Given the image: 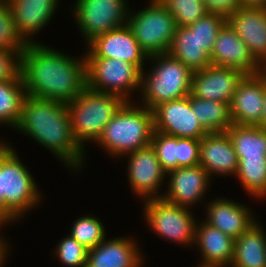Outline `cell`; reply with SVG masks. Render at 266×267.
Listing matches in <instances>:
<instances>
[{"mask_svg": "<svg viewBox=\"0 0 266 267\" xmlns=\"http://www.w3.org/2000/svg\"><path fill=\"white\" fill-rule=\"evenodd\" d=\"M237 179L250 196L266 198V159H238Z\"/></svg>", "mask_w": 266, "mask_h": 267, "instance_id": "29", "label": "cell"}, {"mask_svg": "<svg viewBox=\"0 0 266 267\" xmlns=\"http://www.w3.org/2000/svg\"><path fill=\"white\" fill-rule=\"evenodd\" d=\"M190 211V208L172 204L162 197L144 200V216L151 230L180 245L192 246L195 241L196 220Z\"/></svg>", "mask_w": 266, "mask_h": 267, "instance_id": "9", "label": "cell"}, {"mask_svg": "<svg viewBox=\"0 0 266 267\" xmlns=\"http://www.w3.org/2000/svg\"><path fill=\"white\" fill-rule=\"evenodd\" d=\"M168 53L179 59L192 72L211 65L210 55L200 45L194 31L187 26H177Z\"/></svg>", "mask_w": 266, "mask_h": 267, "instance_id": "25", "label": "cell"}, {"mask_svg": "<svg viewBox=\"0 0 266 267\" xmlns=\"http://www.w3.org/2000/svg\"><path fill=\"white\" fill-rule=\"evenodd\" d=\"M126 101L119 95L86 87L72 102L67 103L75 140L84 148L85 142H97L106 124Z\"/></svg>", "mask_w": 266, "mask_h": 267, "instance_id": "5", "label": "cell"}, {"mask_svg": "<svg viewBox=\"0 0 266 267\" xmlns=\"http://www.w3.org/2000/svg\"><path fill=\"white\" fill-rule=\"evenodd\" d=\"M242 7L266 8V0H239Z\"/></svg>", "mask_w": 266, "mask_h": 267, "instance_id": "40", "label": "cell"}, {"mask_svg": "<svg viewBox=\"0 0 266 267\" xmlns=\"http://www.w3.org/2000/svg\"><path fill=\"white\" fill-rule=\"evenodd\" d=\"M150 1L143 10H129L126 21L147 57L168 53L177 29L173 15L160 0Z\"/></svg>", "mask_w": 266, "mask_h": 267, "instance_id": "7", "label": "cell"}, {"mask_svg": "<svg viewBox=\"0 0 266 267\" xmlns=\"http://www.w3.org/2000/svg\"><path fill=\"white\" fill-rule=\"evenodd\" d=\"M191 107L208 133H223L233 125L229 104L191 97Z\"/></svg>", "mask_w": 266, "mask_h": 267, "instance_id": "27", "label": "cell"}, {"mask_svg": "<svg viewBox=\"0 0 266 267\" xmlns=\"http://www.w3.org/2000/svg\"><path fill=\"white\" fill-rule=\"evenodd\" d=\"M128 179L132 191L143 200L161 198L159 187L162 186L167 173L163 170L155 150L149 144L137 151L128 153Z\"/></svg>", "mask_w": 266, "mask_h": 267, "instance_id": "12", "label": "cell"}, {"mask_svg": "<svg viewBox=\"0 0 266 267\" xmlns=\"http://www.w3.org/2000/svg\"><path fill=\"white\" fill-rule=\"evenodd\" d=\"M26 95L70 103L87 87L86 59L70 57L41 43H27L20 55Z\"/></svg>", "mask_w": 266, "mask_h": 267, "instance_id": "1", "label": "cell"}, {"mask_svg": "<svg viewBox=\"0 0 266 267\" xmlns=\"http://www.w3.org/2000/svg\"><path fill=\"white\" fill-rule=\"evenodd\" d=\"M256 221L234 241L230 267H266V235Z\"/></svg>", "mask_w": 266, "mask_h": 267, "instance_id": "24", "label": "cell"}, {"mask_svg": "<svg viewBox=\"0 0 266 267\" xmlns=\"http://www.w3.org/2000/svg\"><path fill=\"white\" fill-rule=\"evenodd\" d=\"M28 168L22 164L15 149L2 152V193H4V225L26 215L41 200V193ZM23 214V215H22Z\"/></svg>", "mask_w": 266, "mask_h": 267, "instance_id": "6", "label": "cell"}, {"mask_svg": "<svg viewBox=\"0 0 266 267\" xmlns=\"http://www.w3.org/2000/svg\"><path fill=\"white\" fill-rule=\"evenodd\" d=\"M244 74L236 68L210 65L193 72L190 97L231 103L239 82Z\"/></svg>", "mask_w": 266, "mask_h": 267, "instance_id": "13", "label": "cell"}, {"mask_svg": "<svg viewBox=\"0 0 266 267\" xmlns=\"http://www.w3.org/2000/svg\"><path fill=\"white\" fill-rule=\"evenodd\" d=\"M12 13L16 32L27 43L44 28L55 13L58 0H5Z\"/></svg>", "mask_w": 266, "mask_h": 267, "instance_id": "19", "label": "cell"}, {"mask_svg": "<svg viewBox=\"0 0 266 267\" xmlns=\"http://www.w3.org/2000/svg\"><path fill=\"white\" fill-rule=\"evenodd\" d=\"M6 241L7 240H5L3 236H0V267H3L5 259L7 258L6 253H8V249H10Z\"/></svg>", "mask_w": 266, "mask_h": 267, "instance_id": "41", "label": "cell"}, {"mask_svg": "<svg viewBox=\"0 0 266 267\" xmlns=\"http://www.w3.org/2000/svg\"><path fill=\"white\" fill-rule=\"evenodd\" d=\"M226 22L259 62L266 58V8L240 7Z\"/></svg>", "mask_w": 266, "mask_h": 267, "instance_id": "18", "label": "cell"}, {"mask_svg": "<svg viewBox=\"0 0 266 267\" xmlns=\"http://www.w3.org/2000/svg\"><path fill=\"white\" fill-rule=\"evenodd\" d=\"M25 97L20 72L12 79L0 81V126H17Z\"/></svg>", "mask_w": 266, "mask_h": 267, "instance_id": "28", "label": "cell"}, {"mask_svg": "<svg viewBox=\"0 0 266 267\" xmlns=\"http://www.w3.org/2000/svg\"><path fill=\"white\" fill-rule=\"evenodd\" d=\"M150 144L166 173L179 168V137L154 131Z\"/></svg>", "mask_w": 266, "mask_h": 267, "instance_id": "31", "label": "cell"}, {"mask_svg": "<svg viewBox=\"0 0 266 267\" xmlns=\"http://www.w3.org/2000/svg\"><path fill=\"white\" fill-rule=\"evenodd\" d=\"M226 18L219 14L207 13L187 27L194 31L199 43L210 55L213 51L220 29L226 24Z\"/></svg>", "mask_w": 266, "mask_h": 267, "instance_id": "32", "label": "cell"}, {"mask_svg": "<svg viewBox=\"0 0 266 267\" xmlns=\"http://www.w3.org/2000/svg\"><path fill=\"white\" fill-rule=\"evenodd\" d=\"M259 73L266 79V58L260 63Z\"/></svg>", "mask_w": 266, "mask_h": 267, "instance_id": "43", "label": "cell"}, {"mask_svg": "<svg viewBox=\"0 0 266 267\" xmlns=\"http://www.w3.org/2000/svg\"><path fill=\"white\" fill-rule=\"evenodd\" d=\"M154 131L175 137L201 139L208 134L191 107V97L166 101L153 109Z\"/></svg>", "mask_w": 266, "mask_h": 267, "instance_id": "11", "label": "cell"}, {"mask_svg": "<svg viewBox=\"0 0 266 267\" xmlns=\"http://www.w3.org/2000/svg\"><path fill=\"white\" fill-rule=\"evenodd\" d=\"M126 0H76L75 21L88 44L96 36L124 26L129 9Z\"/></svg>", "mask_w": 266, "mask_h": 267, "instance_id": "10", "label": "cell"}, {"mask_svg": "<svg viewBox=\"0 0 266 267\" xmlns=\"http://www.w3.org/2000/svg\"><path fill=\"white\" fill-rule=\"evenodd\" d=\"M234 241L205 221L196 223L194 244L202 255L198 267H230L234 257Z\"/></svg>", "mask_w": 266, "mask_h": 267, "instance_id": "22", "label": "cell"}, {"mask_svg": "<svg viewBox=\"0 0 266 267\" xmlns=\"http://www.w3.org/2000/svg\"><path fill=\"white\" fill-rule=\"evenodd\" d=\"M167 176L170 180L166 193L162 194L164 200L190 209L196 202H203L211 177L201 165L177 168Z\"/></svg>", "mask_w": 266, "mask_h": 267, "instance_id": "16", "label": "cell"}, {"mask_svg": "<svg viewBox=\"0 0 266 267\" xmlns=\"http://www.w3.org/2000/svg\"><path fill=\"white\" fill-rule=\"evenodd\" d=\"M69 235L88 250L107 239L103 223L92 215L76 219Z\"/></svg>", "mask_w": 266, "mask_h": 267, "instance_id": "30", "label": "cell"}, {"mask_svg": "<svg viewBox=\"0 0 266 267\" xmlns=\"http://www.w3.org/2000/svg\"><path fill=\"white\" fill-rule=\"evenodd\" d=\"M4 226V193H2V153H0V228Z\"/></svg>", "mask_w": 266, "mask_h": 267, "instance_id": "39", "label": "cell"}, {"mask_svg": "<svg viewBox=\"0 0 266 267\" xmlns=\"http://www.w3.org/2000/svg\"><path fill=\"white\" fill-rule=\"evenodd\" d=\"M200 139L179 137V168L200 165Z\"/></svg>", "mask_w": 266, "mask_h": 267, "instance_id": "36", "label": "cell"}, {"mask_svg": "<svg viewBox=\"0 0 266 267\" xmlns=\"http://www.w3.org/2000/svg\"><path fill=\"white\" fill-rule=\"evenodd\" d=\"M15 128L38 141L74 172L83 166L86 151L74 138L65 103L26 95Z\"/></svg>", "mask_w": 266, "mask_h": 267, "instance_id": "2", "label": "cell"}, {"mask_svg": "<svg viewBox=\"0 0 266 267\" xmlns=\"http://www.w3.org/2000/svg\"><path fill=\"white\" fill-rule=\"evenodd\" d=\"M54 255L67 267H87L88 249L69 234L59 242Z\"/></svg>", "mask_w": 266, "mask_h": 267, "instance_id": "35", "label": "cell"}, {"mask_svg": "<svg viewBox=\"0 0 266 267\" xmlns=\"http://www.w3.org/2000/svg\"><path fill=\"white\" fill-rule=\"evenodd\" d=\"M134 105L126 101L106 124L96 143L113 157H125L151 143L154 132L153 110L143 105Z\"/></svg>", "mask_w": 266, "mask_h": 267, "instance_id": "3", "label": "cell"}, {"mask_svg": "<svg viewBox=\"0 0 266 267\" xmlns=\"http://www.w3.org/2000/svg\"><path fill=\"white\" fill-rule=\"evenodd\" d=\"M20 70V55L0 48V81L14 78Z\"/></svg>", "mask_w": 266, "mask_h": 267, "instance_id": "37", "label": "cell"}, {"mask_svg": "<svg viewBox=\"0 0 266 267\" xmlns=\"http://www.w3.org/2000/svg\"><path fill=\"white\" fill-rule=\"evenodd\" d=\"M210 61L212 65L236 68L246 75L260 72V63L228 23L218 33Z\"/></svg>", "mask_w": 266, "mask_h": 267, "instance_id": "17", "label": "cell"}, {"mask_svg": "<svg viewBox=\"0 0 266 267\" xmlns=\"http://www.w3.org/2000/svg\"><path fill=\"white\" fill-rule=\"evenodd\" d=\"M261 128L266 130V89H265V103H264V110H263V118L259 125Z\"/></svg>", "mask_w": 266, "mask_h": 267, "instance_id": "42", "label": "cell"}, {"mask_svg": "<svg viewBox=\"0 0 266 267\" xmlns=\"http://www.w3.org/2000/svg\"><path fill=\"white\" fill-rule=\"evenodd\" d=\"M205 208V222L233 239L238 238L257 221L247 205L226 198L209 201Z\"/></svg>", "mask_w": 266, "mask_h": 267, "instance_id": "21", "label": "cell"}, {"mask_svg": "<svg viewBox=\"0 0 266 267\" xmlns=\"http://www.w3.org/2000/svg\"><path fill=\"white\" fill-rule=\"evenodd\" d=\"M26 43L16 32L12 13L5 0H0V48L12 50L19 55L25 49Z\"/></svg>", "mask_w": 266, "mask_h": 267, "instance_id": "34", "label": "cell"}, {"mask_svg": "<svg viewBox=\"0 0 266 267\" xmlns=\"http://www.w3.org/2000/svg\"><path fill=\"white\" fill-rule=\"evenodd\" d=\"M147 61L154 64L148 74L142 71L140 91L143 96H140L143 104L140 105L153 110L160 103L190 95L193 72L179 59L162 53L148 57Z\"/></svg>", "mask_w": 266, "mask_h": 267, "instance_id": "4", "label": "cell"}, {"mask_svg": "<svg viewBox=\"0 0 266 267\" xmlns=\"http://www.w3.org/2000/svg\"><path fill=\"white\" fill-rule=\"evenodd\" d=\"M266 79L260 74L245 75L230 103L233 124L259 126L263 118Z\"/></svg>", "mask_w": 266, "mask_h": 267, "instance_id": "15", "label": "cell"}, {"mask_svg": "<svg viewBox=\"0 0 266 267\" xmlns=\"http://www.w3.org/2000/svg\"><path fill=\"white\" fill-rule=\"evenodd\" d=\"M208 13L219 14L226 19L241 7L239 0H203Z\"/></svg>", "mask_w": 266, "mask_h": 267, "instance_id": "38", "label": "cell"}, {"mask_svg": "<svg viewBox=\"0 0 266 267\" xmlns=\"http://www.w3.org/2000/svg\"><path fill=\"white\" fill-rule=\"evenodd\" d=\"M136 240L112 238L89 249L87 267H141L144 264Z\"/></svg>", "mask_w": 266, "mask_h": 267, "instance_id": "23", "label": "cell"}, {"mask_svg": "<svg viewBox=\"0 0 266 267\" xmlns=\"http://www.w3.org/2000/svg\"><path fill=\"white\" fill-rule=\"evenodd\" d=\"M85 59L88 88L119 95L125 101H130L132 91L140 90L142 70L137 65L116 58Z\"/></svg>", "mask_w": 266, "mask_h": 267, "instance_id": "8", "label": "cell"}, {"mask_svg": "<svg viewBox=\"0 0 266 267\" xmlns=\"http://www.w3.org/2000/svg\"><path fill=\"white\" fill-rule=\"evenodd\" d=\"M9 145L6 144V142H3V140H0V153H2Z\"/></svg>", "mask_w": 266, "mask_h": 267, "instance_id": "44", "label": "cell"}, {"mask_svg": "<svg viewBox=\"0 0 266 267\" xmlns=\"http://www.w3.org/2000/svg\"><path fill=\"white\" fill-rule=\"evenodd\" d=\"M238 159H266V130L233 124L227 131Z\"/></svg>", "mask_w": 266, "mask_h": 267, "instance_id": "26", "label": "cell"}, {"mask_svg": "<svg viewBox=\"0 0 266 267\" xmlns=\"http://www.w3.org/2000/svg\"><path fill=\"white\" fill-rule=\"evenodd\" d=\"M173 15L177 26H188L208 12L203 0H160Z\"/></svg>", "mask_w": 266, "mask_h": 267, "instance_id": "33", "label": "cell"}, {"mask_svg": "<svg viewBox=\"0 0 266 267\" xmlns=\"http://www.w3.org/2000/svg\"><path fill=\"white\" fill-rule=\"evenodd\" d=\"M87 46L85 57L116 58L145 70L143 67L148 57L141 50L127 24L96 36Z\"/></svg>", "mask_w": 266, "mask_h": 267, "instance_id": "14", "label": "cell"}, {"mask_svg": "<svg viewBox=\"0 0 266 267\" xmlns=\"http://www.w3.org/2000/svg\"><path fill=\"white\" fill-rule=\"evenodd\" d=\"M238 161L234 145L227 132L208 133L200 139L199 163L210 177L216 174L236 175Z\"/></svg>", "mask_w": 266, "mask_h": 267, "instance_id": "20", "label": "cell"}]
</instances>
